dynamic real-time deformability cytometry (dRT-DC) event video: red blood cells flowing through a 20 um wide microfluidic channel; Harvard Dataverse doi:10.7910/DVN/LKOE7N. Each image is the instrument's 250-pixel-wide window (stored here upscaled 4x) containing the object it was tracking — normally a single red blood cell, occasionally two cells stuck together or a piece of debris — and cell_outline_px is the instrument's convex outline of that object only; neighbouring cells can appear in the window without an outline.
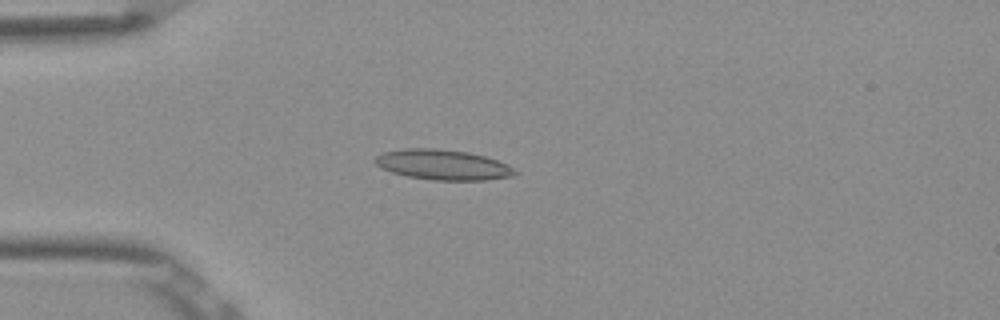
{"species": "Egyptian fruit bat (a non-hibernating species)", "species_latin": "Rousettus aegyptiacus", "temperature_condition": "room temperature", "stored_images_in_passage": 4, "camera_frame_rate_fps": 3000, "um_per_image_px": 0.085, "frame": {"image": 1, "passage_image": 3, "time_ms": 0.667, "image_size_px": [1000, 320], "cell_outline_px": [[516, 172], [512, 176], [488, 180], [432, 180], [408, 176], [392, 172], [380, 168], [372, 160], [376, 156], [384, 152], [404, 148], [436, 148], [468, 152], [484, 156], [496, 160], [512, 168]], "centroid_in_image_um": [37.58, 14.0], "position_along_channel_um": 47.4, "area_um2": 24.51}}